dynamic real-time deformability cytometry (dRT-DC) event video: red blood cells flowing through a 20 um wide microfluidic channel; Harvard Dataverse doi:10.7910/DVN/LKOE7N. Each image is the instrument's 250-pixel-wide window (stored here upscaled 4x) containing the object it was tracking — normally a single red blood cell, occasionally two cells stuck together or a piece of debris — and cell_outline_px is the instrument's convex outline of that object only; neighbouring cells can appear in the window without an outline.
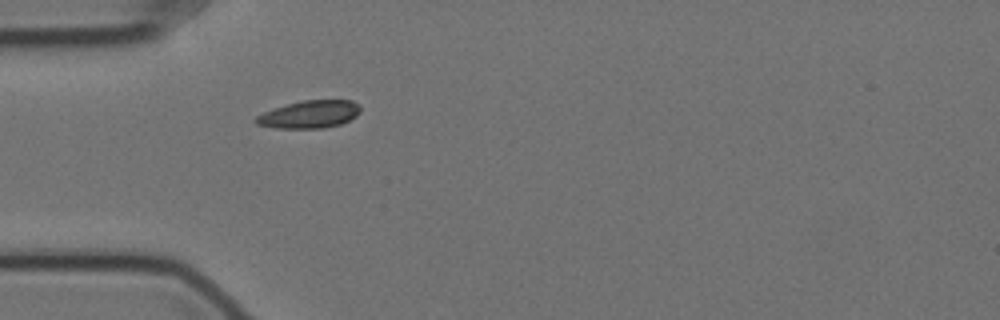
{"species": "Egyptian fruit bat (a non-hibernating species)", "species_latin": "Rousettus aegyptiacus", "temperature_condition": "cold", "stored_images_in_passage": 40, "camera_frame_rate_fps": 3000, "um_per_image_px": 0.085, "animal": {"sex": "female"}, "frame": {"image": 1, "passage_image": 1, "time_ms": 0.0, "image_size_px": [1000, 320], "cell_outline_px": [[360, 112], [356, 116], [340, 124], [324, 128], [276, 128], [256, 124], [252, 120], [256, 116], [272, 108], [304, 100], [352, 100], [360, 104]], "centroid_in_image_um": [26.29, 9.72], "position_along_channel_um": 58.7, "area_um2": 16.88}}
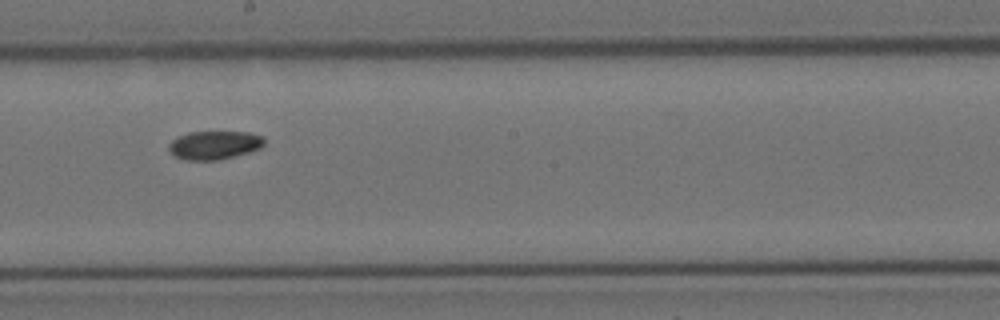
{"frame": {"image": 2, "passage_image": 16, "time_ms": 5.0, "image_size_px": [1000, 320], "cell_outline_px": [[264, 144], [260, 148], [248, 152], [216, 160], [184, 160], [168, 152], [168, 144], [176, 136], [188, 132], [248, 132], [264, 136]], "centroid_in_image_um": [18.17, 12.32], "position_along_channel_um": 230.0, "area_um2": 15.9}}
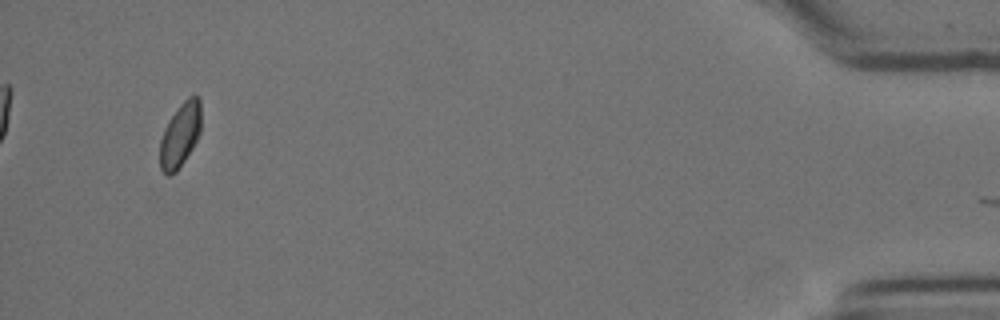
{"frame": {"image": 3, "passage_image": 39, "time_ms": 12.667, "image_size_px": [1000, 320], "cell_outline_px": [[200, 132], [192, 148], [176, 172], [168, 176], [160, 168], [160, 140], [164, 128], [168, 120], [180, 104], [188, 96], [196, 96], [200, 100]], "centroid_in_image_um": [15.29, 11.47], "position_along_channel_um": 419.9, "area_um2": 15.26}, "authors_computed_cell_mechanics": {"area_um2": 15.9817, "velocity_mm_per_s": 3.4905, "shape_relaxation_time_tau1_ms": 4.241, "shape_relaxation_time_tau2_ms": null, "deformation_change_tau1": 0.118, "deformation_change_tau2": null}}